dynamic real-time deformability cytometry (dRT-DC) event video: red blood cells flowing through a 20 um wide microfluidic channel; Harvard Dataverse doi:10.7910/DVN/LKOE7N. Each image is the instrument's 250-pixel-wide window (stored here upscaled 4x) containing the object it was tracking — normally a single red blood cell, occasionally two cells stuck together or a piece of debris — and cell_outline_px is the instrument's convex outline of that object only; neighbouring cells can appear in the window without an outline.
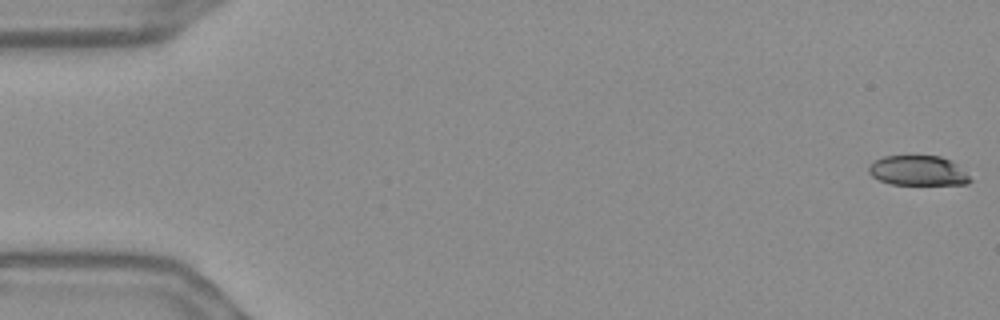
{"species": "Egyptian fruit bat (a non-hibernating species)", "species_latin": "Rousettus aegyptiacus", "temperature_condition": "warm", "stored_images_in_passage": 56, "camera_frame_rate_fps": 3000, "um_per_image_px": 0.085, "frame": {"image": 1, "passage_image": 1, "time_ms": 0.0, "image_size_px": [1000, 320], "cell_outline_px": [[972, 180], [968, 184], [892, 184], [880, 180], [872, 176], [868, 172], [868, 168], [872, 160], [884, 156], [940, 156], [952, 160]], "centroid_in_image_um": [78.0, 14.49], "position_along_channel_um": 7.0, "area_um2": 17.57}}
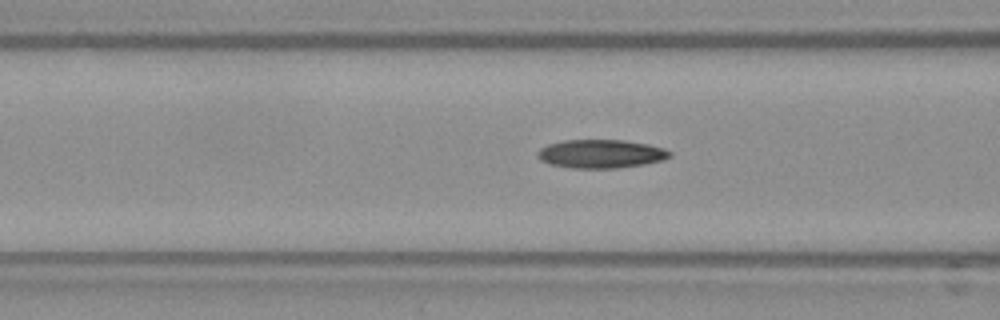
{"frame": {"image": 2, "passage_image": 22, "time_ms": 7.0, "image_size_px": [1000, 320], "cell_outline_px": [[672, 156], [664, 160], [644, 164], [616, 168], [572, 168], [552, 164], [540, 160], [536, 156], [536, 152], [540, 148], [548, 144], [564, 140], [624, 140], [648, 144], [664, 148], [672, 152]], "centroid_in_image_um": [51.09, 13.07], "position_along_channel_um": 115.5, "area_um2": 22.08}}
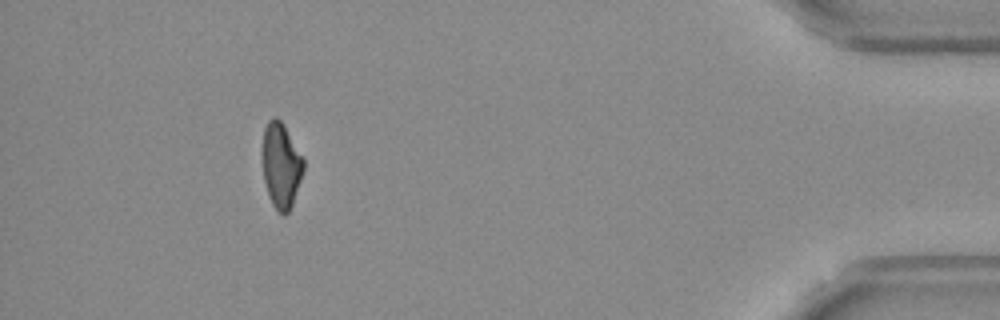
{"frame": {"image": 3, "passage_image": 51, "time_ms": 16.667, "image_size_px": [1000, 320], "cell_outline_px": [[304, 168], [292, 204], [288, 212], [284, 216], [272, 204], [268, 196], [264, 180], [260, 156], [260, 152], [264, 128], [268, 120], [272, 116], [276, 116], [280, 120], [304, 160]], "centroid_in_image_um": [23.83, 14.03], "position_along_channel_um": 411.4, "area_um2": 20.52}, "authors_computed_cell_mechanics": {"area_um2": 21.0681, "velocity_mm_per_s": 3.681, "shape_relaxation_time_tau1_ms": null, "shape_relaxation_time_tau2_ms": 6.6127, "deformation_change_tau1": null, "deformation_change_tau2": 0.1513}}